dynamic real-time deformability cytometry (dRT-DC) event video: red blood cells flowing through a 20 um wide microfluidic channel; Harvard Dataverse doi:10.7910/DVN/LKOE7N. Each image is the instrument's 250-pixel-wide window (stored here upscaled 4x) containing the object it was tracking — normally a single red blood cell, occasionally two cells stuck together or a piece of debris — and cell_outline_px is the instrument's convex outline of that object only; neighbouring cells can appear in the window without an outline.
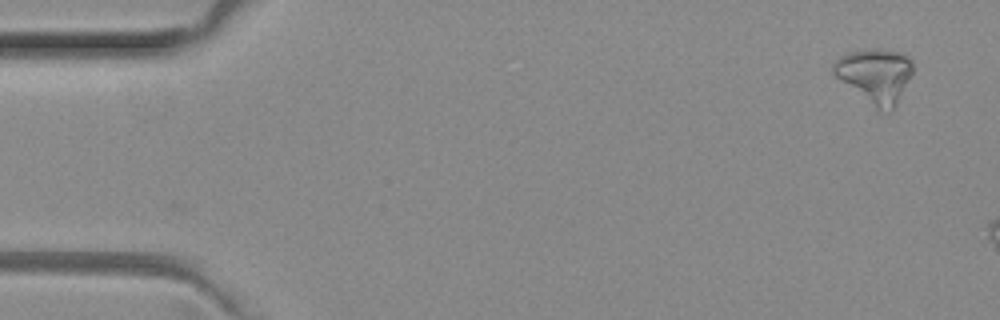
{"species": "common noctule bat (a hibernating species)", "species_latin": "Nyctalus noctula", "temperature_condition": "room temperature", "stored_images_in_passage": 7, "camera_frame_rate_fps": 3000, "um_per_image_px": 0.085, "animal": {"sex": "female", "body_mass_g": 29.2, "forearm_length_mm": 56.3}, "frame": {"image": 1, "passage_image": 1, "time_ms": 0.0, "image_size_px": [1000, 320], "cell_outline_px": [[912, 72], [896, 104], [892, 108], [880, 112], [836, 76], [832, 72], [832, 64], [840, 56], [848, 52], [872, 48], [900, 52], [908, 56], [912, 60]], "centroid_in_image_um": [74.38, 6.38], "position_along_channel_um": 10.6, "area_um2": 24.62}}